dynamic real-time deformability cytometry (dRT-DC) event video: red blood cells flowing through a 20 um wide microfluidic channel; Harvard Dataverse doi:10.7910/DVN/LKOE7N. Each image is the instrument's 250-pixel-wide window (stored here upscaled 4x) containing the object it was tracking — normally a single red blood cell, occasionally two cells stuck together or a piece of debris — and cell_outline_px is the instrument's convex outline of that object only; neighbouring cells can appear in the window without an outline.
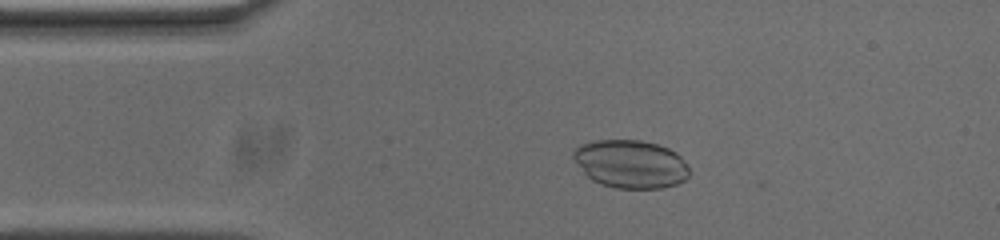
{"species": "common noctule bat (a hibernating species)", "species_latin": "Nyctalus noctula", "temperature_condition": "cold", "stored_images_in_passage": 54, "camera_frame_rate_fps": 3000, "um_per_image_px": 0.085, "animal": {"sex": "male", "body_mass_g": 20.0, "forearm_length_mm": 53.3}, "frame": {"image": 1, "passage_image": 10, "time_ms": 3.0, "image_size_px": [1000, 240], "cell_outline_px": [[688, 176], [684, 180], [676, 184], [660, 188], [616, 188], [600, 184], [592, 180], [584, 172], [572, 156], [572, 152], [576, 148], [584, 144], [596, 140], [640, 140], [656, 144], [668, 148], [676, 152], [680, 156], [688, 168]], "centroid_in_image_um": [53.6, 13.94], "position_along_channel_um": 31.4, "area_um2": 32.19}}
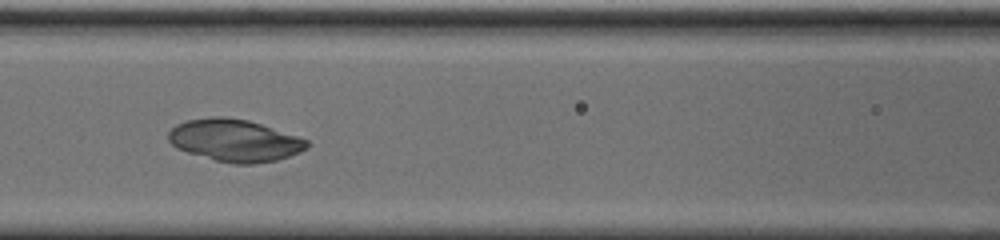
{"frame": {"image": 2, "passage_image": 22, "time_ms": 7.0, "image_size_px": [1000, 240], "cell_outline_px": [[308, 148], [300, 152], [276, 160], [252, 164], [232, 164], [216, 160], [188, 152], [176, 148], [168, 140], [168, 132], [176, 124], [188, 120], [220, 116], [248, 120], [308, 140]], "centroid_in_image_um": [19.93, 11.94], "position_along_channel_um": 146.7, "area_um2": 33.64}}
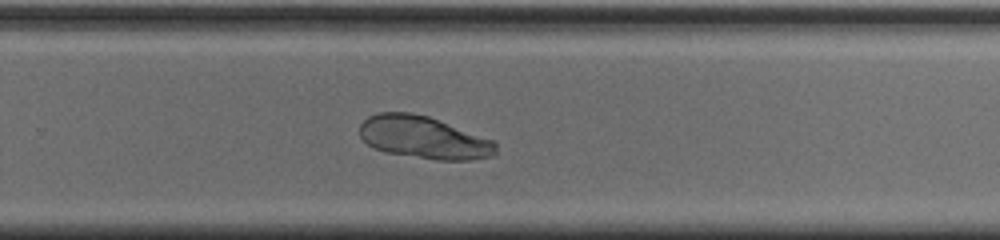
{"frame": {"image": 3, "passage_image": 34, "time_ms": 11.0, "image_size_px": [1000, 240], "cell_outline_px": [[496, 156], [472, 160], [436, 160], [388, 152], [376, 148], [368, 144], [360, 136], [360, 124], [368, 116], [380, 112], [408, 112], [428, 116], [496, 140]], "centroid_in_image_um": [36.08, 11.69], "position_along_channel_um": 293.7, "area_um2": 33.81}}